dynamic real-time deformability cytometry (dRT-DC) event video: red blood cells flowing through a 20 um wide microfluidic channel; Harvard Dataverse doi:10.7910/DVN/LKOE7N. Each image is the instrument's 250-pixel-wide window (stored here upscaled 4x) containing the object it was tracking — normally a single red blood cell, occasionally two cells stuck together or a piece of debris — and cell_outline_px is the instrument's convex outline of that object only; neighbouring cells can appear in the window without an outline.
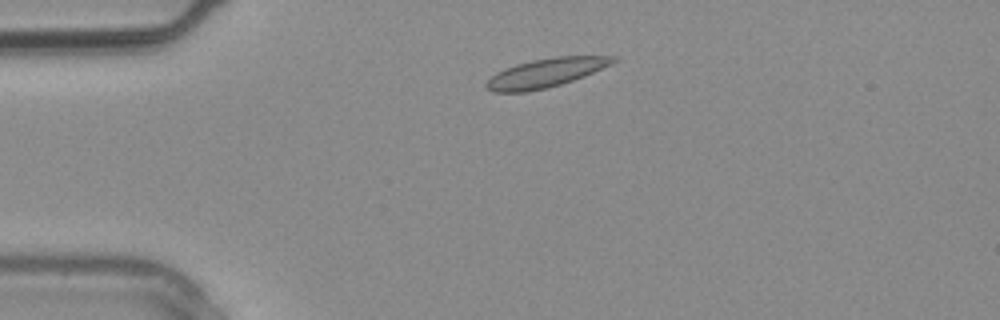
{"species": "common noctule bat (a hibernating species)", "species_latin": "Nyctalus noctula", "temperature_condition": "warm", "stored_images_in_passage": 1, "camera_frame_rate_fps": 3000, "um_per_image_px": 0.085, "animal": {"sex": "male", "body_mass_g": 20.4}, "frame": {"image": 1, "passage_image": 1, "time_ms": 0.0, "image_size_px": [1000, 320], "cell_outline_px": [[620, 60], [612, 64], [584, 76], [548, 88], [528, 92], [492, 92], [484, 84], [496, 72], [516, 64], [532, 60], [556, 56], [616, 56]], "centroid_in_image_um": [46.41, 6.19], "position_along_channel_um": 38.6, "area_um2": 21.33}}